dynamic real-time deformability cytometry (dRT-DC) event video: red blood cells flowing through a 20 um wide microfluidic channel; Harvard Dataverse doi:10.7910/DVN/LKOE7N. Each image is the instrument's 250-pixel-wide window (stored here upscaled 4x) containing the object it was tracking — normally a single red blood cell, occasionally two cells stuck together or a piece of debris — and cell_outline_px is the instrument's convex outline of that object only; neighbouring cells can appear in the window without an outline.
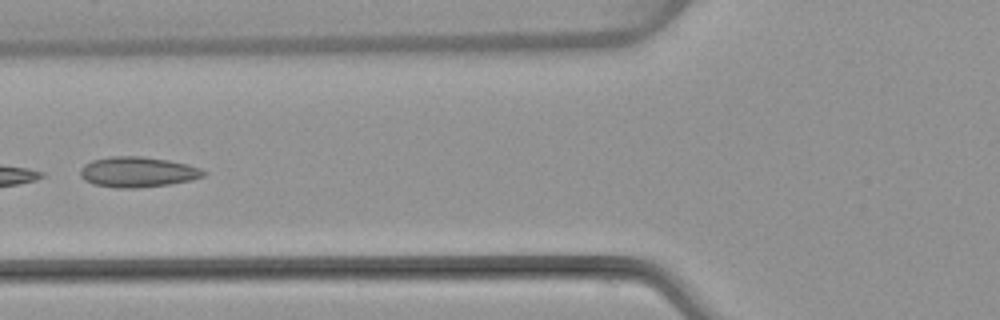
{"species": "common noctule bat (a hibernating species)", "species_latin": "Nyctalus noctula", "temperature_condition": "warm", "stored_images_in_passage": 5, "camera_frame_rate_fps": 3000, "um_per_image_px": 0.085, "animal": {"sex": "female", "body_mass_g": 22.7, "forearm_length_mm": 54.2}, "frame": {"image": 1, "passage_image": 5, "time_ms": 5.0, "image_size_px": [1000, 320], "cell_outline_px": [[208, 172], [204, 176], [192, 180], [168, 184], [136, 188], [116, 188], [96, 184], [84, 180], [80, 176], [80, 168], [84, 164], [92, 160], [112, 156], [140, 156], [168, 160], [188, 164], [200, 168]], "centroid_in_image_um": [11.71, 14.61], "position_along_channel_um": 114.1, "area_um2": 21.85}}